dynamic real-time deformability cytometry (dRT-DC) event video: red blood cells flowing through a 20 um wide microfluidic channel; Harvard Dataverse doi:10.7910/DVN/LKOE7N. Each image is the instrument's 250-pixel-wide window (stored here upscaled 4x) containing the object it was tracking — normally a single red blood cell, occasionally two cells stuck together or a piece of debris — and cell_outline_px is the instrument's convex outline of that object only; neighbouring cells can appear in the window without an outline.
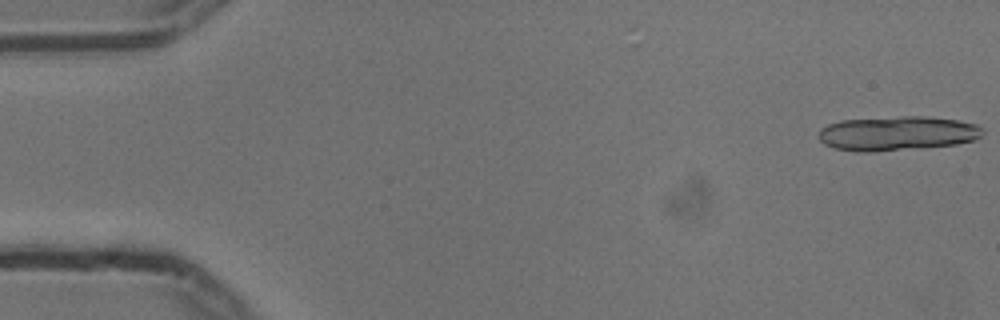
{"species": "common noctule bat (a hibernating species)", "species_latin": "Nyctalus noctula", "temperature_condition": "cold", "stored_images_in_passage": 14, "camera_frame_rate_fps": 3000, "um_per_image_px": 0.085, "animal": {"sex": "male", "body_mass_g": 13.3}, "frame": {"image": 1, "passage_image": 1, "time_ms": 0.0, "image_size_px": [1000, 320], "cell_outline_px": [[984, 132], [980, 136], [972, 140], [956, 144], [920, 148], [872, 152], [856, 152], [836, 148], [824, 144], [820, 140], [820, 128], [828, 124], [840, 120], [900, 116], [928, 116], [960, 120], [976, 124], [984, 128]], "centroid_in_image_um": [76.28, 11.33], "position_along_channel_um": 8.7, "area_um2": 33.12}}